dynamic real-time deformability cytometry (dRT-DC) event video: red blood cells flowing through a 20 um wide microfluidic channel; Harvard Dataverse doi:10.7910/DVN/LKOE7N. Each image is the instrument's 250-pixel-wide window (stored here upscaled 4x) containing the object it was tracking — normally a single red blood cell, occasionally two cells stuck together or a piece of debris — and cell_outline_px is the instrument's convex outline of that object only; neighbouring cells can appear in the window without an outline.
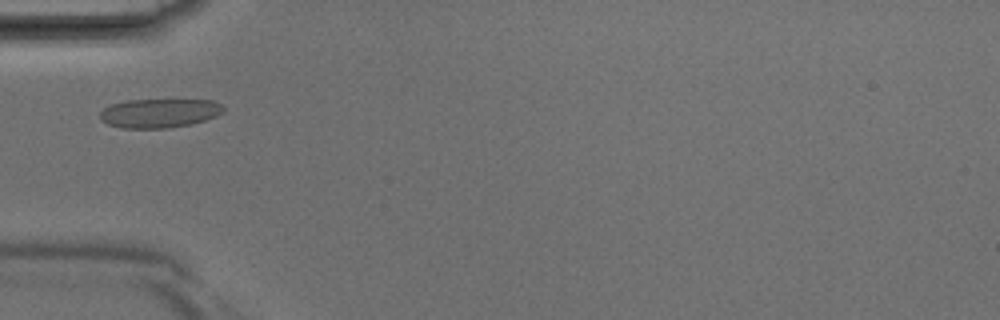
{"species": "Egyptian fruit bat (a non-hibernating species)", "species_latin": "Rousettus aegyptiacus", "temperature_condition": "room temperature", "stored_images_in_passage": 36, "camera_frame_rate_fps": 3000, "um_per_image_px": 0.085, "animal": {"sex": "male"}, "frame": {"image": 1, "passage_image": 8, "time_ms": 2.333, "image_size_px": [1000, 320], "cell_outline_px": [[224, 108], [216, 116], [192, 124], [168, 128], [120, 128], [108, 124], [100, 120], [100, 112], [104, 108], [112, 104], [128, 100], [212, 100], [220, 104]], "centroid_in_image_um": [13.51, 9.62], "position_along_channel_um": 71.5, "area_um2": 20.75}}
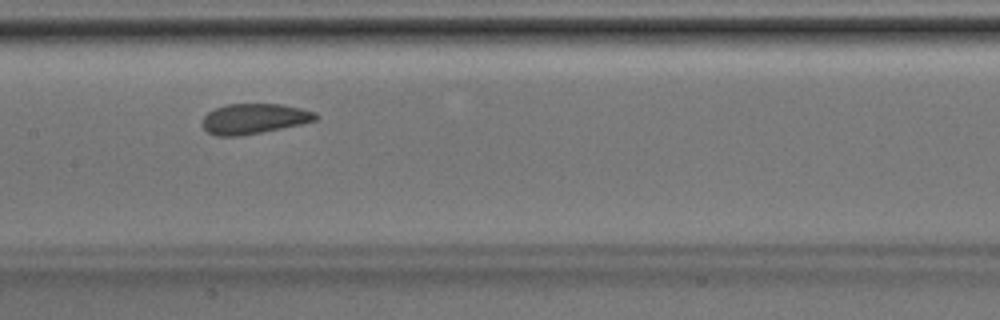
{"frame": {"image": 2, "passage_image": 15, "time_ms": 4.667, "image_size_px": [1000, 320], "cell_outline_px": [[320, 116], [316, 120], [300, 124], [240, 136], [216, 136], [208, 132], [204, 128], [204, 116], [208, 112], [216, 108], [228, 104], [280, 104], [300, 108], [316, 112]], "centroid_in_image_um": [21.61, 10.08], "position_along_channel_um": 185.8, "area_um2": 19.71}}
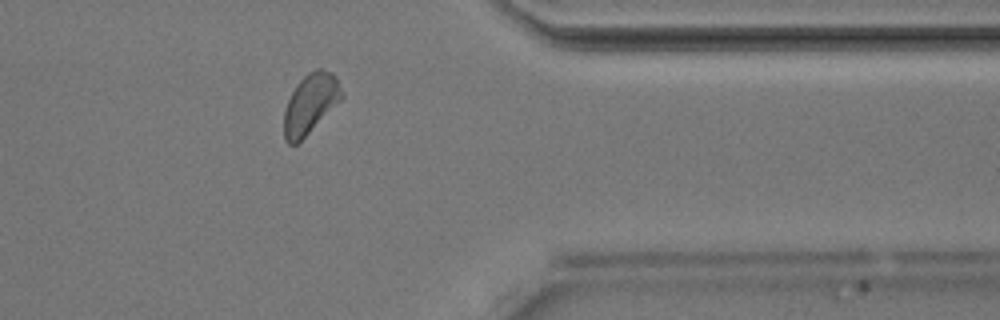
{"frame": {"image": 3, "passage_image": 28, "time_ms": 9.0, "image_size_px": [1000, 320], "cell_outline_px": [[344, 96], [296, 144], [288, 144], [284, 140], [284, 112], [288, 100], [296, 84], [308, 72], [316, 68], [320, 68], [332, 72], [336, 76]], "centroid_in_image_um": [26.37, 8.77], "position_along_channel_um": 385.0, "area_um2": 19.71}}